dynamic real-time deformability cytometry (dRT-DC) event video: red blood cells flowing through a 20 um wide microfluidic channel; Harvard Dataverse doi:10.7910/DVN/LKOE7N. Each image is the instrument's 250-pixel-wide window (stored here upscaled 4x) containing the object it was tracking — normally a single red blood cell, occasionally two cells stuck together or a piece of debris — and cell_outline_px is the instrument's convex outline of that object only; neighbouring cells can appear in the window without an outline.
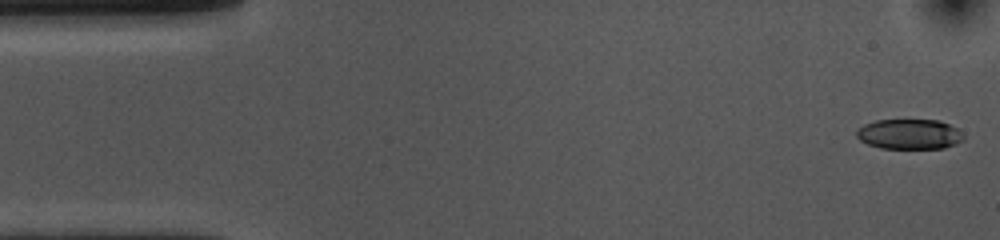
{"species": "common noctule bat (a hibernating species)", "species_latin": "Nyctalus noctula", "temperature_condition": "cold", "stored_images_in_passage": 53, "camera_frame_rate_fps": 3000, "um_per_image_px": 0.085, "animal": {"sex": "female", "body_mass_g": 10.0, "forearm_length_mm": 53.1}, "frame": {"image": 1, "passage_image": 1, "time_ms": 0.0, "image_size_px": [1000, 240], "cell_outline_px": [[964, 140], [956, 144], [944, 148], [880, 148], [868, 144], [860, 140], [856, 136], [856, 132], [864, 124], [876, 120], [940, 120], [956, 128], [964, 136]], "centroid_in_image_um": [77.3, 11.4], "position_along_channel_um": 7.7, "area_um2": 18.73}}
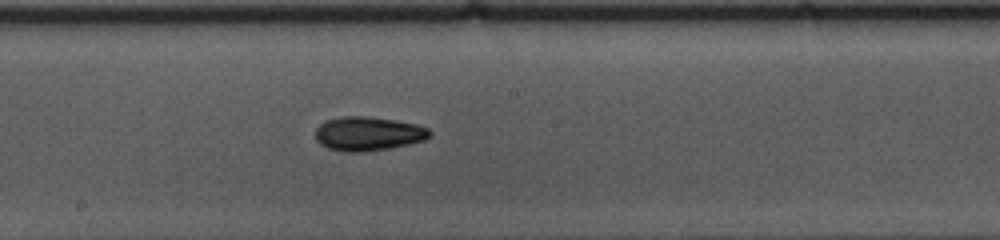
{"frame": {"image": 2, "passage_image": 27, "time_ms": 8.667, "image_size_px": [1000, 240], "cell_outline_px": [[432, 136], [424, 140], [408, 144], [388, 148], [360, 152], [344, 152], [328, 148], [320, 144], [316, 140], [316, 128], [324, 120], [340, 116], [368, 116], [396, 120], [416, 124], [428, 128], [432, 132]], "centroid_in_image_um": [31.28, 11.35], "position_along_channel_um": 216.9, "area_um2": 22.83}}
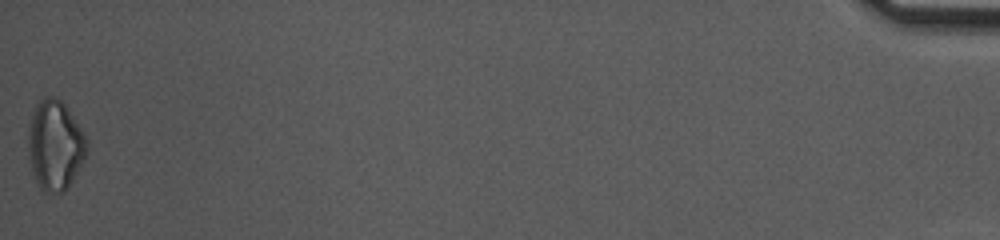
{"frame": {"image": 3, "passage_image": 53, "time_ms": 17.333, "image_size_px": [1000, 240], "cell_outline_px": [[88, 152], [84, 160], [68, 188], [64, 192], [48, 192], [40, 188], [32, 172], [28, 156], [28, 132], [32, 116], [36, 104], [44, 96], [56, 96], [64, 104], [84, 132], [88, 140]], "centroid_in_image_um": [4.7, 12.34], "position_along_channel_um": 430.5, "area_um2": 30.81}, "authors_computed_cell_mechanics": {"area_um2": 21.4438, "velocity_mm_per_s": 3.6765, "shape_relaxation_time_tau1_ms": 4.9661, "shape_relaxation_time_tau2_ms": 9.5356, "deformation_change_tau1": 0.136, "deformation_change_tau2": 0.166}}